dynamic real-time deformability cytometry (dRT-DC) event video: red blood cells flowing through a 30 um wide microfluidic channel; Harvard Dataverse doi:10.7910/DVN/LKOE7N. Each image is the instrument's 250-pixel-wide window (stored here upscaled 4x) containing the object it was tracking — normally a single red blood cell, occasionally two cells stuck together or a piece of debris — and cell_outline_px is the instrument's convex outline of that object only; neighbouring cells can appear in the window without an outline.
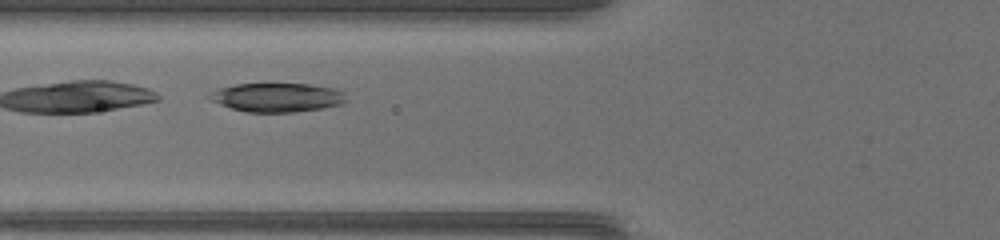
{"species": "common noctule bat (a hibernating species)", "species_latin": "Nyctalus noctula", "temperature_condition": "warm", "stored_images_in_passage": 38, "camera_frame_rate_fps": 3000, "um_per_image_px": 0.085, "animal": {"sex": "female", "body_mass_g": 17.0, "forearm_length_mm": 48.0}, "frame": {"image": 1, "passage_image": 9, "time_ms": 2.667, "image_size_px": [1000, 240], "cell_outline_px": [[344, 100], [340, 104], [320, 108], [292, 112], [248, 112], [232, 108], [220, 104], [212, 100], [208, 96], [212, 92], [220, 88], [236, 84], [308, 84], [336, 88], [344, 92]], "centroid_in_image_um": [23.55, 8.27], "position_along_channel_um": 102.2, "area_um2": 22.6}}
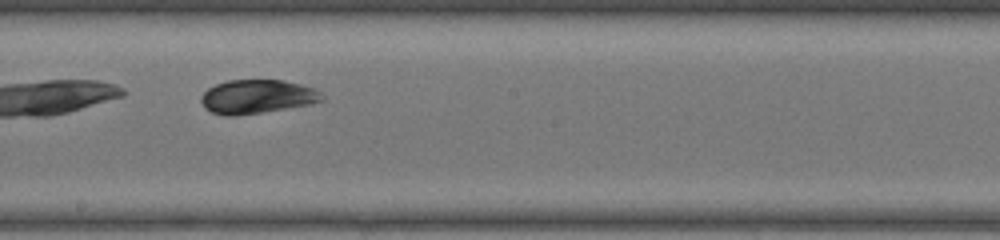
{"frame": {"image": 2, "passage_image": 18, "time_ms": 5.667, "image_size_px": [1000, 240], "cell_outline_px": [[324, 100], [312, 104], [260, 112], [232, 116], [224, 116], [212, 112], [204, 108], [200, 100], [200, 96], [208, 88], [216, 84], [228, 80], [284, 80], [300, 84], [312, 88], [320, 92], [324, 96]], "centroid_in_image_um": [21.83, 8.21], "position_along_channel_um": 226.4, "area_um2": 23.81}}
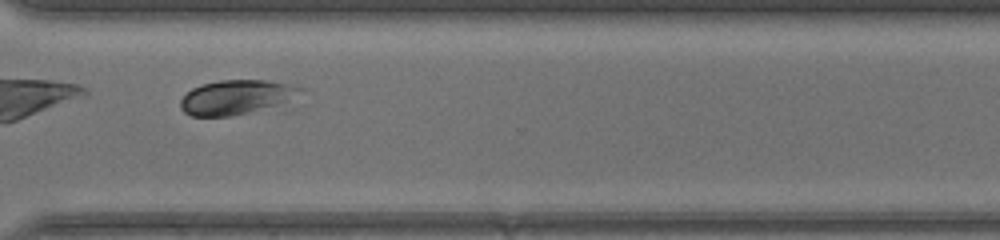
{"frame": {"image": 3, "passage_image": 27, "time_ms": 8.667, "image_size_px": [1000, 240], "cell_outline_px": [[304, 88], [284, 100], [276, 104], [228, 116], [192, 116], [184, 112], [180, 108], [180, 100], [192, 88], [204, 84], [220, 80], [264, 80], [288, 84]], "centroid_in_image_um": [19.93, 8.24], "position_along_channel_um": 350.7, "area_um2": 22.89}, "authors_computed_cell_mechanics": {"area_um2": 23.8425, "velocity_mm_per_s": 4.1409, "shape_relaxation_time_tau1_ms": 2.2973, "shape_relaxation_time_tau2_ms": null, "deformation_change_tau1": 0.1056, "deformation_change_tau2": null}}